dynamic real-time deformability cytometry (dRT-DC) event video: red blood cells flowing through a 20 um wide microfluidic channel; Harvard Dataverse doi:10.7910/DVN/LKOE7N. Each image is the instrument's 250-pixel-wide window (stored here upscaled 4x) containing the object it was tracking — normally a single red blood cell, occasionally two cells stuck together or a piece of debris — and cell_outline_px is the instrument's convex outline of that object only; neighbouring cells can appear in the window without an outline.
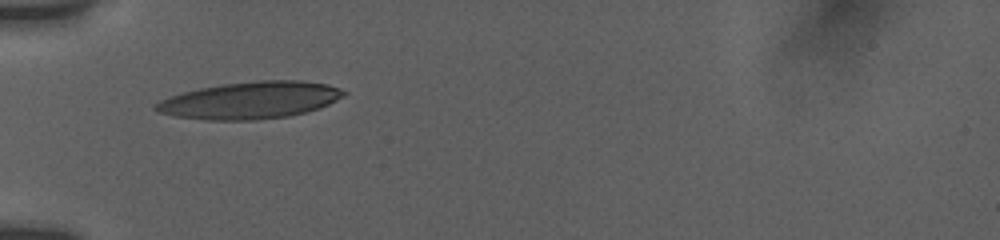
{"species": "human", "species_latin": "Homo sapiens", "temperature_condition": "room temperature", "stored_images_in_passage": 32, "camera_frame_rate_fps": 3000, "um_per_image_px": 0.085, "donor": {"sex": "female"}, "frame": {"image": 1, "passage_image": 1, "time_ms": 0.0, "image_size_px": [1000, 240], "cell_outline_px": [[348, 92], [344, 96], [320, 108], [288, 116], [256, 120], [204, 120], [176, 116], [156, 112], [152, 108], [160, 100], [184, 92], [200, 88], [224, 84], [260, 80], [300, 80], [328, 84], [340, 88]], "centroid_in_image_um": [21.29, 8.52], "position_along_channel_um": 63.7, "area_um2": 40.52}}
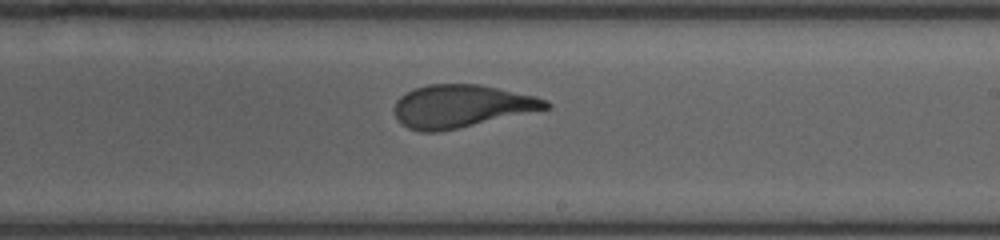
{"frame": {"image": 2, "passage_image": 16, "time_ms": 5.0, "image_size_px": [1000, 240], "cell_outline_px": [[552, 108], [440, 132], [420, 132], [408, 128], [400, 124], [396, 120], [396, 100], [400, 96], [416, 88], [428, 84], [480, 84], [536, 96], [548, 100], [552, 104]], "centroid_in_image_um": [39.25, 9.03], "position_along_channel_um": 249.7, "area_um2": 37.92}}
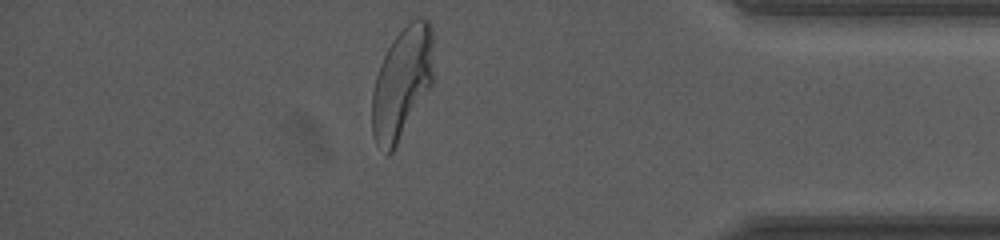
{"frame": {"image": 3, "passage_image": 30, "time_ms": 9.667, "image_size_px": [1000, 240], "cell_outline_px": [[432, 84], [392, 152], [388, 152], [376, 144], [372, 136], [372, 92], [376, 76], [380, 64], [392, 40], [416, 16], [420, 16], [428, 20], [432, 32]], "centroid_in_image_um": [34.15, 7.02], "position_along_channel_um": 401.0, "area_um2": 39.3}, "authors_computed_cell_mechanics": {"area_um2": 38.6971, "velocity_mm_per_s": 3.8272, "shape_relaxation_time_tau1_ms": 5.9145, "shape_relaxation_time_tau2_ms": 0.9756, "deformation_change_tau1": 0.2356, "deformation_change_tau2": 0.0929}}